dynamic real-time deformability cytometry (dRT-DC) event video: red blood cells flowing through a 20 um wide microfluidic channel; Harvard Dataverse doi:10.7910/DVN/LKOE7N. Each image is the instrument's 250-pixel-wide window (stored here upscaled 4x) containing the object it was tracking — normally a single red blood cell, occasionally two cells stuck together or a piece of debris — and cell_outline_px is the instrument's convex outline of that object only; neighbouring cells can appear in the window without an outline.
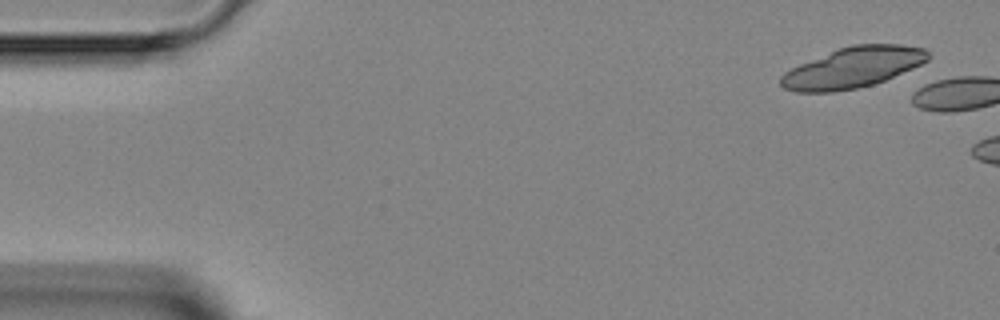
{"species": "Egyptian fruit bat (a non-hibernating species)", "species_latin": "Rousettus aegyptiacus", "temperature_condition": "room temperature", "stored_images_in_passage": 2, "camera_frame_rate_fps": 3000, "um_per_image_px": 0.085, "animal": {"sex": "female"}, "frame": {"image": 1, "passage_image": 1, "time_ms": 0.0, "image_size_px": [1000, 320], "cell_outline_px": [[932, 56], [928, 60], [912, 68], [884, 80], [872, 84], [856, 88], [832, 92], [796, 92], [784, 88], [780, 84], [780, 76], [784, 72], [800, 64], [836, 48], [852, 44], [900, 44], [924, 48]], "centroid_in_image_um": [72.48, 5.73], "position_along_channel_um": 12.5, "area_um2": 34.8}}